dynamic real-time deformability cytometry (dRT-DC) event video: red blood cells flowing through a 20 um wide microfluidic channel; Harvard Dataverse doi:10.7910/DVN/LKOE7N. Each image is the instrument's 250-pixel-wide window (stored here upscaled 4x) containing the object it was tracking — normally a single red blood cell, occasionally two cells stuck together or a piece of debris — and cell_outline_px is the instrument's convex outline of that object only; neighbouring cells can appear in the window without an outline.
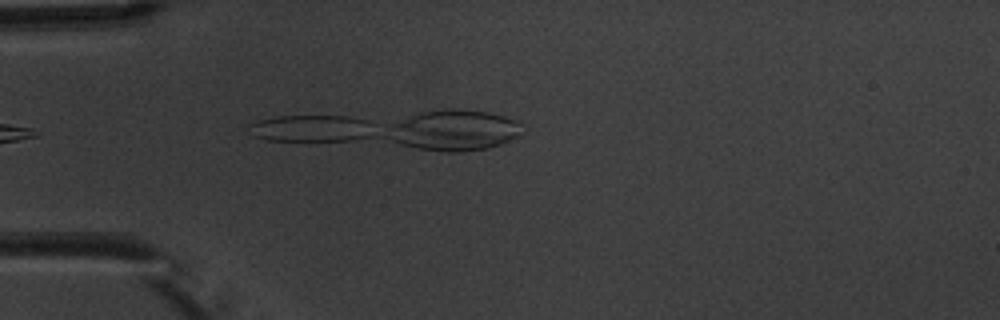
{"species": "common noctule bat (a hibernating species)", "species_latin": "Nyctalus noctula", "temperature_condition": "warm", "stored_images_in_passage": 5, "camera_frame_rate_fps": 3000, "um_per_image_px": 0.085, "animal": {"sex": "male", "body_mass_g": 20.1, "forearm_length_mm": 53.5}, "frame": {"image": 1, "passage_image": 5, "time_ms": 4.333, "image_size_px": [1000, 320], "cell_outline_px": [[372, 136], [352, 140], [268, 140], [252, 136], [248, 124], [260, 120], [276, 116], [348, 116], [368, 120]], "centroid_in_image_um": [26.43, 10.9], "position_along_channel_um": 58.6, "area_um2": 19.31}}